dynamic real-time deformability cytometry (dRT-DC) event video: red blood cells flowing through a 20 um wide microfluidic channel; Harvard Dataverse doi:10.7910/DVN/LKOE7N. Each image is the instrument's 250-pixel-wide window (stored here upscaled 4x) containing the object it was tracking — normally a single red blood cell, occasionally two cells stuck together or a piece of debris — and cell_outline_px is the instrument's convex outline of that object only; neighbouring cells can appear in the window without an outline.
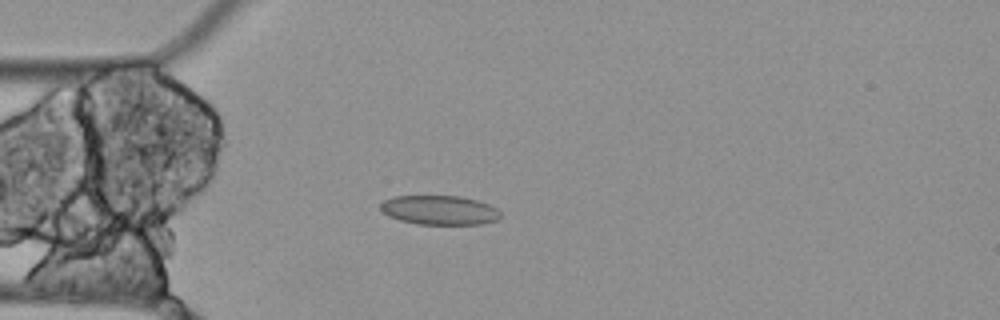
{"species": "Egyptian fruit bat (a non-hibernating species)", "species_latin": "Rousettus aegyptiacus", "temperature_condition": "cold", "stored_images_in_passage": 4, "segment_of_instrument_passage": [1, 2], "camera_frame_rate_fps": 3000, "um_per_image_px": 0.085, "animal": {"sex": "female"}, "frame": {"image": 1, "passage_image": 3, "time_ms": 0.667, "image_size_px": [1000, 320], "cell_outline_px": [[500, 216], [496, 220], [484, 224], [416, 224], [400, 220], [388, 216], [380, 208], [380, 204], [384, 200], [392, 196], [460, 196], [476, 200], [488, 204], [496, 208], [500, 212]], "centroid_in_image_um": [37.34, 17.86], "position_along_channel_um": 47.7, "area_um2": 20.46}}